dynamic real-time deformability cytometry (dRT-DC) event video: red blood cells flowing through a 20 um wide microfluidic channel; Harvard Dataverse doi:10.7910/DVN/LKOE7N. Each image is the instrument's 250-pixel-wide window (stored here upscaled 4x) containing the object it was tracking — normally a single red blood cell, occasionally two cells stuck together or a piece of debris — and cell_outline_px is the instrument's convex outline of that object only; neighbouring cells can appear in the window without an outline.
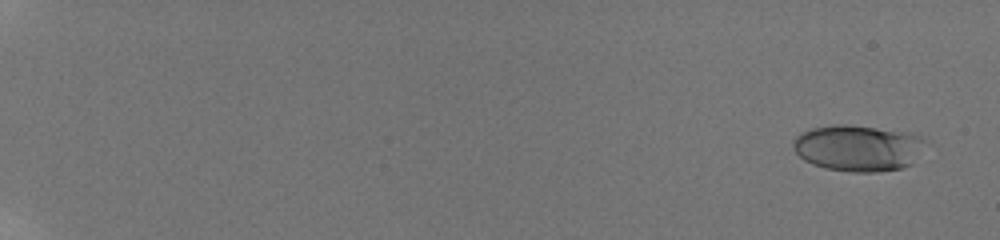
{"species": "human", "species_latin": "Homo sapiens", "temperature_condition": "room temperature", "stored_images_in_passage": 11, "camera_frame_rate_fps": 3000, "um_per_image_px": 0.085, "donor": {"sex": "male"}, "frame": {"image": 1, "passage_image": 2, "time_ms": 0.667, "image_size_px": [1000, 240], "cell_outline_px": [[932, 144], [912, 164], [904, 168], [876, 172], [852, 172], [824, 168], [812, 164], [804, 160], [792, 148], [792, 140], [800, 132], [812, 128], [836, 124], [848, 124], [912, 132], [928, 140]], "centroid_in_image_um": [73.03, 12.57], "position_along_channel_um": 12.0, "area_um2": 36.82}}
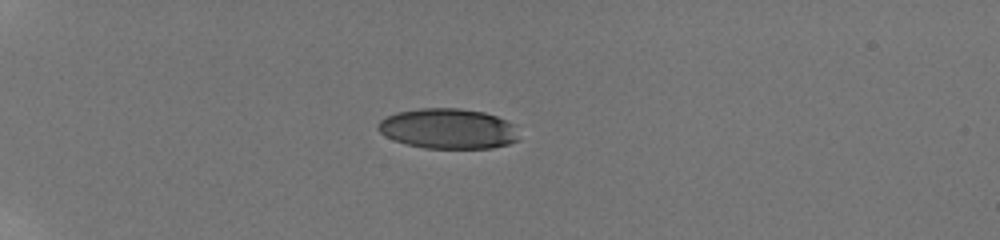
{"frame": {"image": 2, "passage_image": 8, "time_ms": 6.0, "image_size_px": [1000, 240], "cell_outline_px": [[520, 140], [508, 144], [492, 148], [424, 148], [392, 140], [384, 136], [376, 128], [376, 124], [380, 120], [396, 112], [420, 108], [460, 108], [484, 112], [508, 120], [516, 124]], "centroid_in_image_um": [38.11, 10.93], "position_along_channel_um": 46.9, "area_um2": 33.52}}
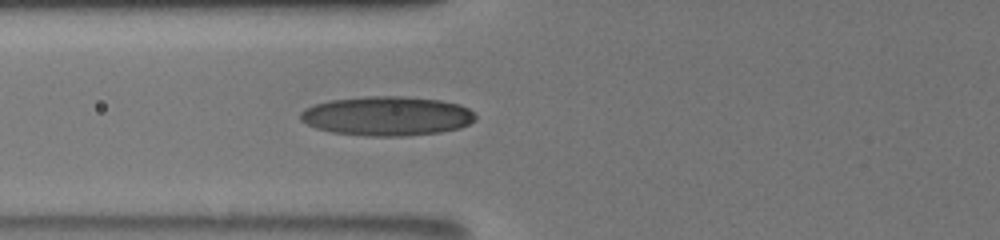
{"frame": {"image": 3, "passage_image": 11, "time_ms": 8.667, "image_size_px": [1000, 240], "cell_outline_px": [[476, 120], [460, 128], [440, 132], [408, 136], [368, 136], [332, 132], [316, 128], [300, 120], [300, 112], [304, 108], [328, 100], [364, 96], [404, 96], [440, 100], [460, 104], [476, 112]], "centroid_in_image_um": [32.91, 9.85], "position_along_channel_um": 92.9, "area_um2": 40.46}}